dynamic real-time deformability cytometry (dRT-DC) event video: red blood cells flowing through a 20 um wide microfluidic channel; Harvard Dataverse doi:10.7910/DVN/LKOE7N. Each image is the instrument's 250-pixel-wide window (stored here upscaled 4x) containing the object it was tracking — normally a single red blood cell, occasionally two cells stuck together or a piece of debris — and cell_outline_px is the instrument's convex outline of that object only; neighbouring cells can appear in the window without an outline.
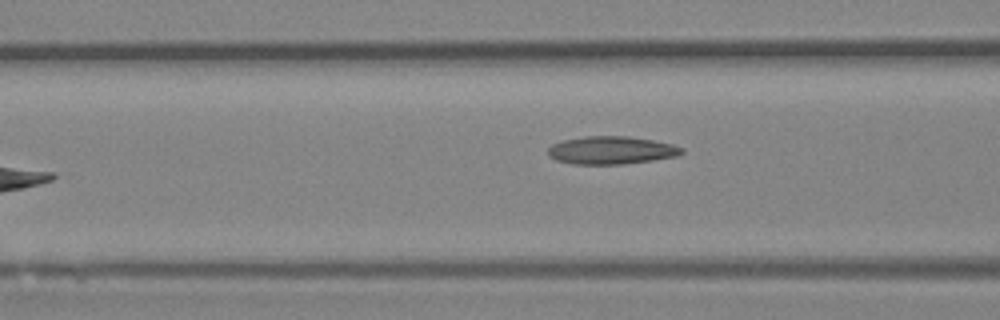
{"species": "Egyptian fruit bat (a non-hibernating species)", "species_latin": "Rousettus aegyptiacus", "temperature_condition": "room temperature", "stored_images_in_passage": 7, "camera_frame_rate_fps": 3000, "um_per_image_px": 0.085, "animal": {"sex": "female"}, "frame": {"image": 1, "passage_image": 6, "time_ms": 6.0, "image_size_px": [1000, 320], "cell_outline_px": [[684, 152], [676, 156], [652, 160], [624, 164], [572, 164], [556, 160], [548, 156], [548, 148], [552, 144], [564, 140], [584, 136], [628, 136], [652, 140], [672, 144], [684, 148]], "centroid_in_image_um": [51.94, 12.77], "position_along_channel_um": 114.7, "area_um2": 21.73}}
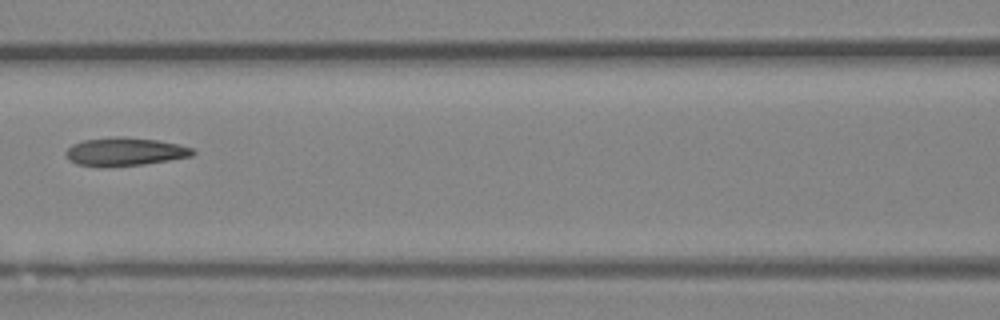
{"frame": {"image": 2, "passage_image": 7, "time_ms": 7.0, "image_size_px": [1000, 320], "cell_outline_px": [[196, 152], [192, 156], [144, 164], [108, 168], [100, 168], [76, 164], [68, 160], [64, 152], [72, 144], [84, 140], [116, 136], [120, 136], [156, 140], [180, 144], [192, 148]], "centroid_in_image_um": [10.57, 12.91], "position_along_channel_um": 156.0, "area_um2": 21.27}}